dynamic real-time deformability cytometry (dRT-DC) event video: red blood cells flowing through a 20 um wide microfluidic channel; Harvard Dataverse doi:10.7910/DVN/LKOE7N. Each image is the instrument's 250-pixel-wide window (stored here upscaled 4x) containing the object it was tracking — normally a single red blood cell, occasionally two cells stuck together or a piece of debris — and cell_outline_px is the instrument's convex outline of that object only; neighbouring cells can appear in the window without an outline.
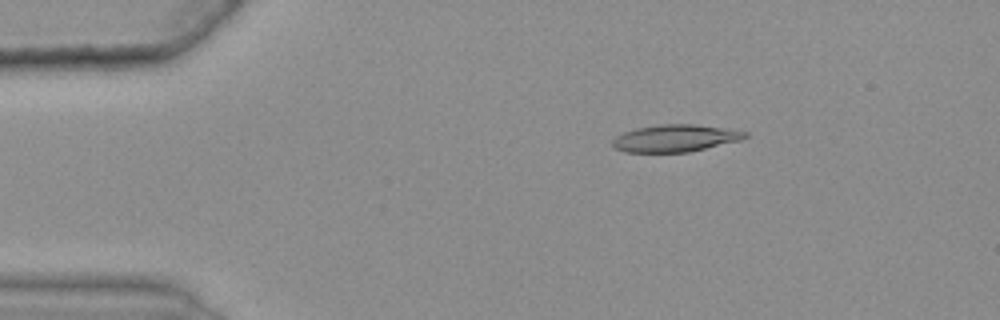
{"species": "common noctule bat (a hibernating species)", "species_latin": "Nyctalus noctula", "temperature_condition": "warm", "stored_images_in_passage": 48, "camera_frame_rate_fps": 3000, "um_per_image_px": 0.085, "animal": {"sex": "female", "body_mass_g": 25.1}, "frame": {"image": 1, "passage_image": 9, "time_ms": 2.667, "image_size_px": [1000, 320], "cell_outline_px": [[748, 136], [740, 140], [688, 152], [624, 152], [616, 148], [612, 144], [612, 140], [616, 136], [624, 132], [636, 128], [660, 124], [696, 124], [748, 132]], "centroid_in_image_um": [57.37, 11.74], "position_along_channel_um": 27.6, "area_um2": 20.81}}
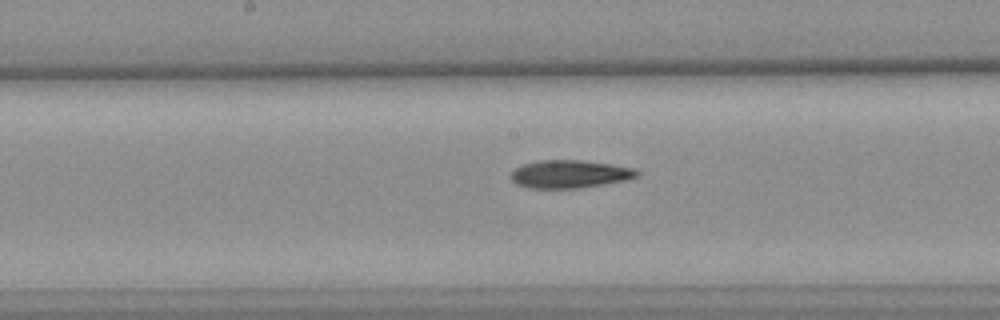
{"frame": {"image": 2, "passage_image": 28, "time_ms": 9.0, "image_size_px": [1000, 320], "cell_outline_px": [[640, 176], [624, 180], [604, 184], [576, 188], [528, 188], [516, 184], [508, 176], [520, 164], [536, 160], [580, 160], [612, 164], [636, 168], [640, 172]], "centroid_in_image_um": [48.41, 14.78], "position_along_channel_um": 199.8, "area_um2": 20.75}}
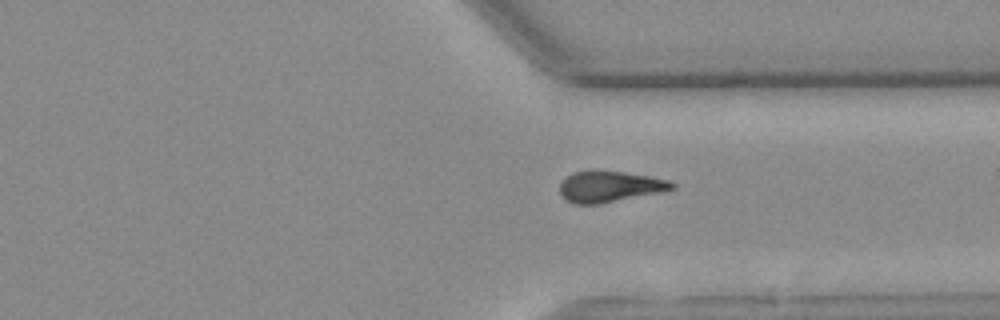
{"frame": {"image": 3, "passage_image": 41, "time_ms": 13.333, "image_size_px": [1000, 320], "cell_outline_px": [[676, 188], [660, 192], [600, 204], [572, 204], [564, 200], [560, 192], [560, 184], [572, 172], [588, 168], [624, 172], [648, 176], [668, 180], [676, 184]], "centroid_in_image_um": [51.77, 15.84], "position_along_channel_um": 359.6, "area_um2": 20.69}}